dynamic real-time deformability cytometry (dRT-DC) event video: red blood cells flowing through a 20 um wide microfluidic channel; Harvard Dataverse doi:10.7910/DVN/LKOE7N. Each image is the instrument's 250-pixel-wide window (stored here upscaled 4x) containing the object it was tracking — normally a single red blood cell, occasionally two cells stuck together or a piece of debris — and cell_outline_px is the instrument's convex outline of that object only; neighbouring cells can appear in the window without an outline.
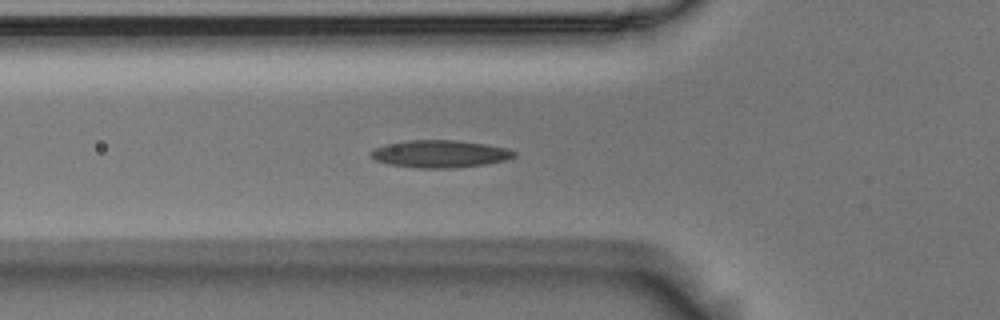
{"species": "Egyptian fruit bat (a non-hibernating species)", "species_latin": "Rousettus aegyptiacus", "temperature_condition": "room temperature", "stored_images_in_passage": 38, "camera_frame_rate_fps": 3000, "um_per_image_px": 0.085, "animal": {"sex": "male"}, "frame": {"image": 1, "passage_image": 2, "time_ms": 0.333, "image_size_px": [1000, 320], "cell_outline_px": [[516, 156], [504, 160], [484, 164], [456, 168], [420, 168], [388, 164], [376, 160], [368, 156], [368, 152], [372, 148], [384, 144], [408, 140], [460, 140], [508, 148], [516, 152]], "centroid_in_image_um": [37.33, 13.07], "position_along_channel_um": 88.5, "area_um2": 23.12}}
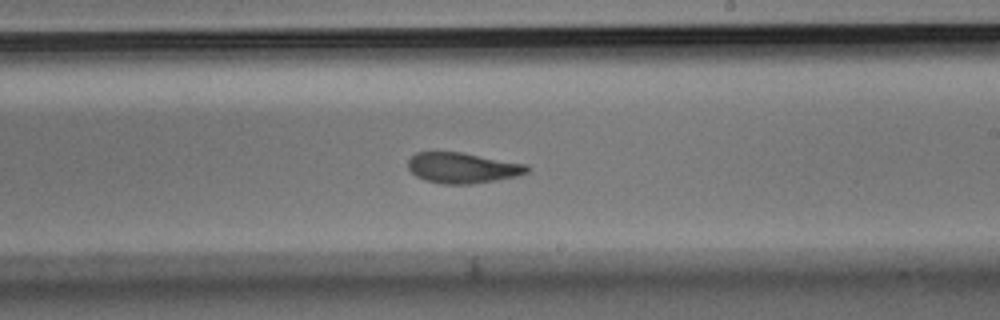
{"frame": {"image": 2, "passage_image": 15, "time_ms": 4.667, "image_size_px": [1000, 320], "cell_outline_px": [[528, 172], [516, 176], [496, 180], [472, 184], [444, 184], [424, 180], [416, 176], [408, 168], [408, 160], [416, 152], [460, 152], [528, 164]], "centroid_in_image_um": [39.31, 14.27], "position_along_channel_um": 249.7, "area_um2": 21.15}}
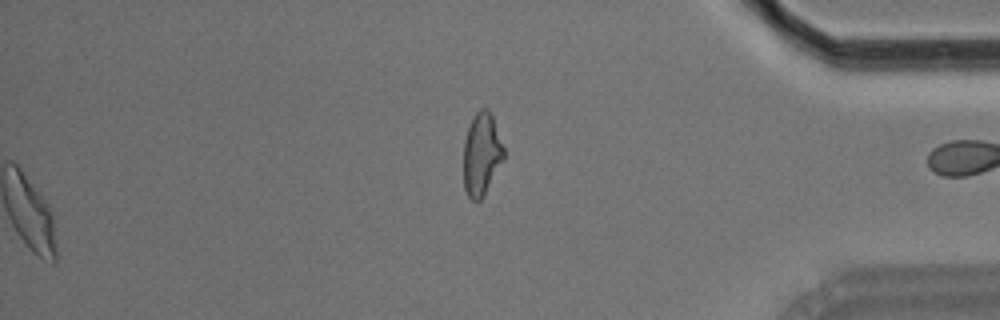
{"frame": {"image": 3, "passage_image": 38, "time_ms": 12.333, "image_size_px": [1000, 320], "cell_outline_px": [[504, 160], [480, 200], [472, 200], [468, 196], [464, 188], [464, 140], [472, 116], [480, 108], [488, 108], [492, 112], [504, 148]], "centroid_in_image_um": [40.94, 13.04], "position_along_channel_um": 394.3, "area_um2": 19.48}}